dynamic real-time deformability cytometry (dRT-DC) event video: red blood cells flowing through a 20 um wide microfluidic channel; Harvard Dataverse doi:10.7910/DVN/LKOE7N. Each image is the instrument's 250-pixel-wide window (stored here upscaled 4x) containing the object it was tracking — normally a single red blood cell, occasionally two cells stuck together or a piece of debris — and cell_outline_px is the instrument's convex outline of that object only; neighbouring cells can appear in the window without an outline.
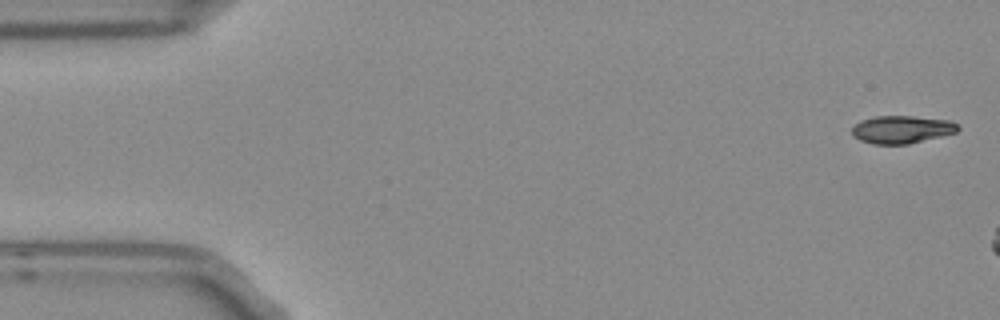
{"species": "Egyptian fruit bat (a non-hibernating species)", "species_latin": "Rousettus aegyptiacus", "temperature_condition": "room temperature", "stored_images_in_passage": 3, "camera_frame_rate_fps": 3000, "um_per_image_px": 0.085, "frame": {"image": 1, "passage_image": 1, "time_ms": 0.0, "image_size_px": [1000, 320], "cell_outline_px": [[960, 128], [956, 132], [908, 144], [872, 144], [860, 140], [852, 136], [852, 128], [860, 120], [876, 116], [912, 116], [948, 120], [956, 124]], "centroid_in_image_um": [76.6, 11.0], "position_along_channel_um": 8.4, "area_um2": 16.99}}